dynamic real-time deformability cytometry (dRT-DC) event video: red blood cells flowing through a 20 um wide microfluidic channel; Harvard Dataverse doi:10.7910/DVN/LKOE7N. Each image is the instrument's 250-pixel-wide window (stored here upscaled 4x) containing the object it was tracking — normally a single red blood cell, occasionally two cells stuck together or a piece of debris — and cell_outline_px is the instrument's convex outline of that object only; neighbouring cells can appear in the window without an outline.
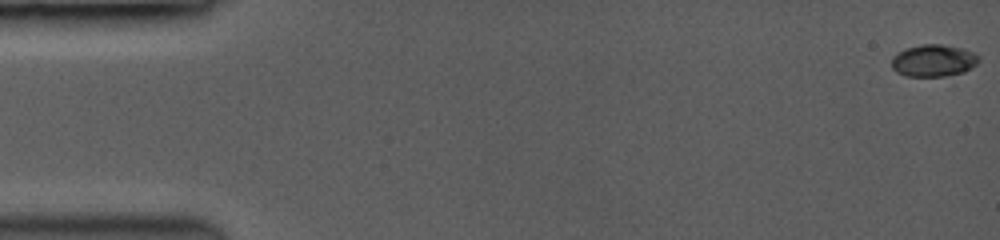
{"species": "common noctule bat (a hibernating species)", "species_latin": "Nyctalus noctula", "temperature_condition": "room temperature", "stored_images_in_passage": 8, "camera_frame_rate_fps": 3500, "um_per_image_px": 0.085, "animal": {"sex": "female", "body_mass_g": 19.0, "forearm_length_mm": 53.3}, "frame": {"image": 1, "passage_image": 1, "time_ms": 0.0, "image_size_px": [1000, 240], "cell_outline_px": [[980, 60], [972, 68], [964, 72], [944, 76], [904, 76], [896, 72], [892, 68], [892, 60], [900, 52], [908, 48], [924, 44], [936, 44], [956, 48], [972, 52]], "centroid_in_image_um": [79.34, 5.18], "position_along_channel_um": 5.7, "area_um2": 15.78}}